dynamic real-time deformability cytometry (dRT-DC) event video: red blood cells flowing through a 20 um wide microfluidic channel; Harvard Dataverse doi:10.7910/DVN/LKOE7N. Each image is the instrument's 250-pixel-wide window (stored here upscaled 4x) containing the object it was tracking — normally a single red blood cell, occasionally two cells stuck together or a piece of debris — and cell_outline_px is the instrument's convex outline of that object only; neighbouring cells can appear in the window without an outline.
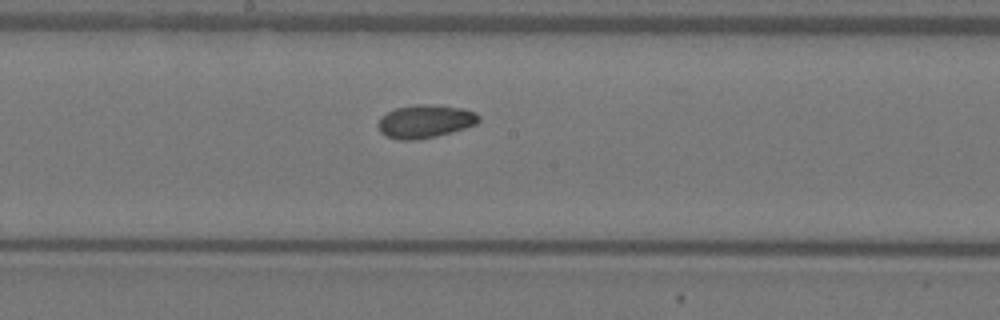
{"species": "Egyptian fruit bat (a non-hibernating species)", "species_latin": "Rousettus aegyptiacus", "temperature_condition": "warm", "stored_images_in_passage": 9, "camera_frame_rate_fps": 3000, "um_per_image_px": 0.085, "animal": {"sex": "female"}, "frame": {"image": 1, "passage_image": 9, "time_ms": 2.667, "image_size_px": [1000, 320], "cell_outline_px": [[480, 120], [476, 124], [464, 128], [436, 136], [416, 140], [400, 140], [388, 136], [380, 132], [376, 124], [380, 116], [396, 108], [416, 104], [424, 104], [464, 108], [476, 112], [480, 116]], "centroid_in_image_um": [36.12, 10.31], "position_along_channel_um": 212.1, "area_um2": 19.48}}